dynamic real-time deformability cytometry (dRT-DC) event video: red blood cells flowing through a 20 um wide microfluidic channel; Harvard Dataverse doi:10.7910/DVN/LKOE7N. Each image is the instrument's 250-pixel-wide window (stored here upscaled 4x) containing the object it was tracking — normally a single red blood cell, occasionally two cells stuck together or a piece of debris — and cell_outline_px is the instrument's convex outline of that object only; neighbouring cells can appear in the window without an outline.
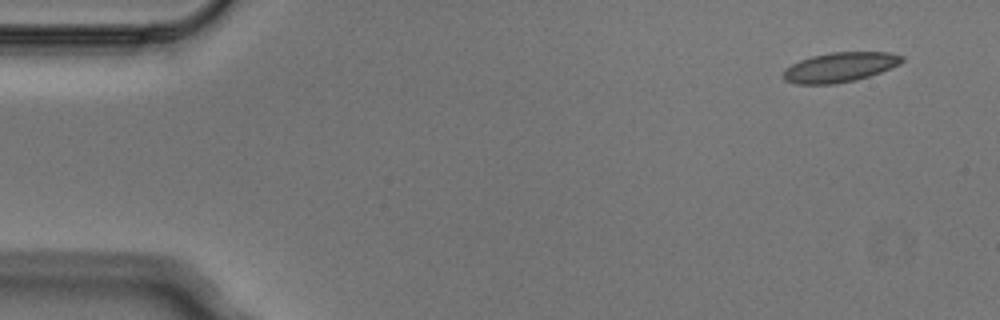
{"species": "Egyptian fruit bat (a non-hibernating species)", "species_latin": "Rousettus aegyptiacus", "temperature_condition": "cold", "stored_images_in_passage": 3, "camera_frame_rate_fps": 3000, "um_per_image_px": 0.085, "animal": {"sex": "male"}, "frame": {"image": 1, "passage_image": 1, "time_ms": 0.0, "image_size_px": [1000, 320], "cell_outline_px": [[904, 60], [900, 64], [880, 72], [856, 80], [836, 84], [796, 84], [784, 80], [780, 76], [784, 68], [800, 60], [812, 56], [832, 52], [888, 52], [904, 56]], "centroid_in_image_um": [71.35, 5.72], "position_along_channel_um": 13.7, "area_um2": 20.69}}